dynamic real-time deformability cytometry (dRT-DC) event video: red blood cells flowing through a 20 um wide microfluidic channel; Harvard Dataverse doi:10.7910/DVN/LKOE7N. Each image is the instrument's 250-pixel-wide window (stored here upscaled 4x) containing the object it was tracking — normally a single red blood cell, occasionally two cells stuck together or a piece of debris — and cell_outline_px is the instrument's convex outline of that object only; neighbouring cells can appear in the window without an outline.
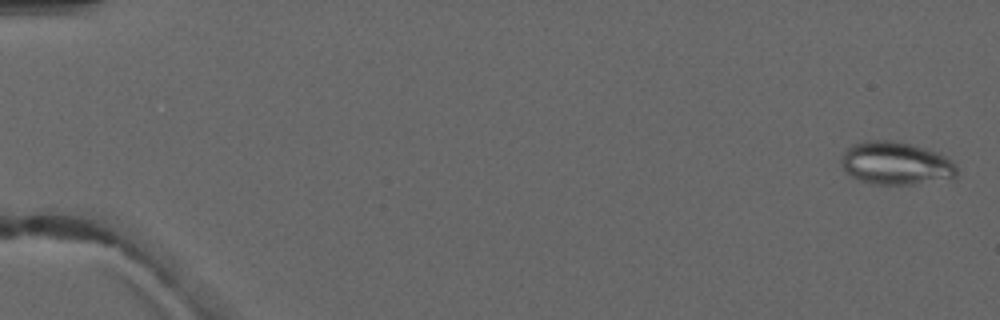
{"species": "common noctule bat (a hibernating species)", "species_latin": "Nyctalus noctula", "temperature_condition": "warm", "stored_images_in_passage": 5, "camera_frame_rate_fps": 3000, "um_per_image_px": 0.085, "animal": {"sex": "male", "forearm_length_mm": 52.5}, "frame": {"image": 1, "passage_image": 1, "time_ms": 0.0, "image_size_px": [1000, 320], "cell_outline_px": [[956, 180], [912, 184], [872, 184], [860, 180], [852, 176], [840, 164], [840, 160], [844, 152], [852, 144], [864, 140], [892, 140], [912, 144], [936, 152], [952, 160], [956, 164]], "centroid_in_image_um": [76.19, 13.89], "position_along_channel_um": 8.8, "area_um2": 29.25}}